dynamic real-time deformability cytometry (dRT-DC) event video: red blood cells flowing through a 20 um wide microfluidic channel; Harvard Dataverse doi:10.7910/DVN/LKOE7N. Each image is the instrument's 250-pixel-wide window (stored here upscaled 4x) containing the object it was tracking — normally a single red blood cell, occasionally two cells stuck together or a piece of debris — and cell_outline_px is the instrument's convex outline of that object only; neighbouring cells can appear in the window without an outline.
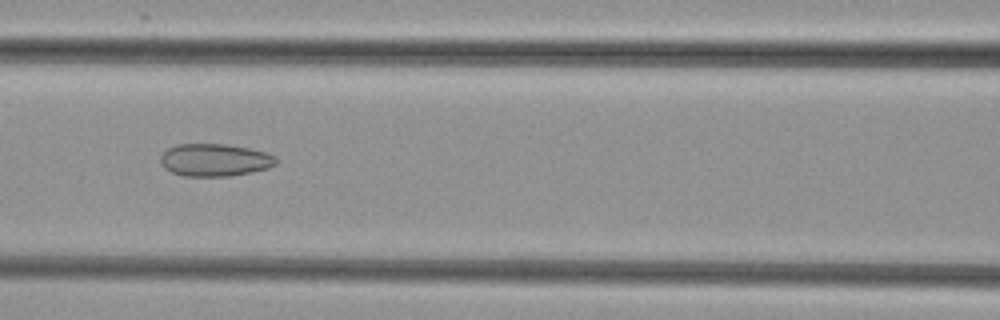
{"species": "common noctule bat (a hibernating species)", "species_latin": "Nyctalus noctula", "temperature_condition": "cold", "stored_images_in_passage": 43, "camera_frame_rate_fps": 3000, "um_per_image_px": 0.085, "animal": {"sex": "female", "body_mass_g": 29.2, "forearm_length_mm": 56.3}, "frame": {"image": 1, "passage_image": 16, "time_ms": 5.0, "image_size_px": [1000, 320], "cell_outline_px": [[276, 164], [268, 168], [228, 176], [184, 176], [172, 172], [164, 168], [160, 160], [160, 156], [168, 148], [176, 144], [228, 144], [248, 148], [264, 152], [276, 156]], "centroid_in_image_um": [18.23, 13.59], "position_along_channel_um": 148.4, "area_um2": 21.79}}
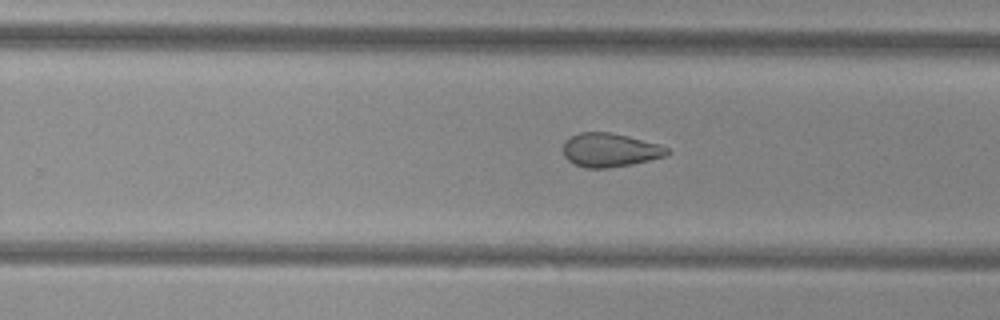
{"frame": {"image": 2, "passage_image": 26, "time_ms": 8.333, "image_size_px": [1000, 320], "cell_outline_px": [[672, 152], [664, 156], [632, 164], [608, 168], [584, 168], [568, 160], [564, 156], [564, 140], [580, 132], [608, 132], [628, 136], [660, 144], [668, 148]], "centroid_in_image_um": [51.85, 12.75], "position_along_channel_um": 278.0, "area_um2": 20.4}}
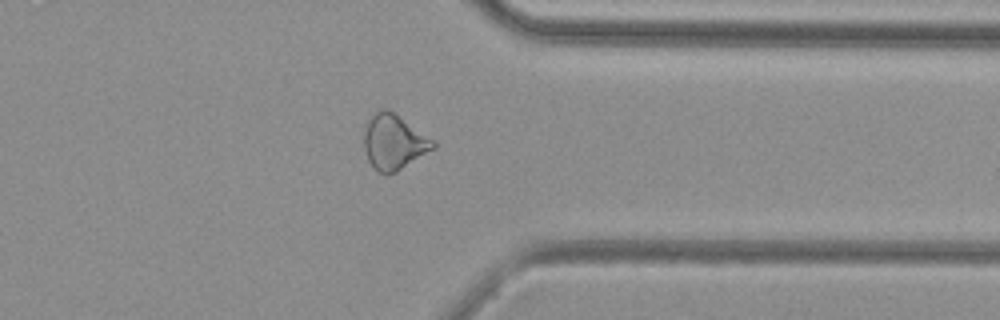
{"frame": {"image": 3, "passage_image": 34, "time_ms": 11.0, "image_size_px": [1000, 320], "cell_outline_px": [[436, 148], [396, 172], [388, 176], [384, 176], [376, 172], [368, 160], [364, 148], [364, 128], [368, 120], [380, 108], [388, 108], [436, 140]], "centroid_in_image_um": [33.49, 12.09], "position_along_channel_um": 377.9, "area_um2": 22.77}}